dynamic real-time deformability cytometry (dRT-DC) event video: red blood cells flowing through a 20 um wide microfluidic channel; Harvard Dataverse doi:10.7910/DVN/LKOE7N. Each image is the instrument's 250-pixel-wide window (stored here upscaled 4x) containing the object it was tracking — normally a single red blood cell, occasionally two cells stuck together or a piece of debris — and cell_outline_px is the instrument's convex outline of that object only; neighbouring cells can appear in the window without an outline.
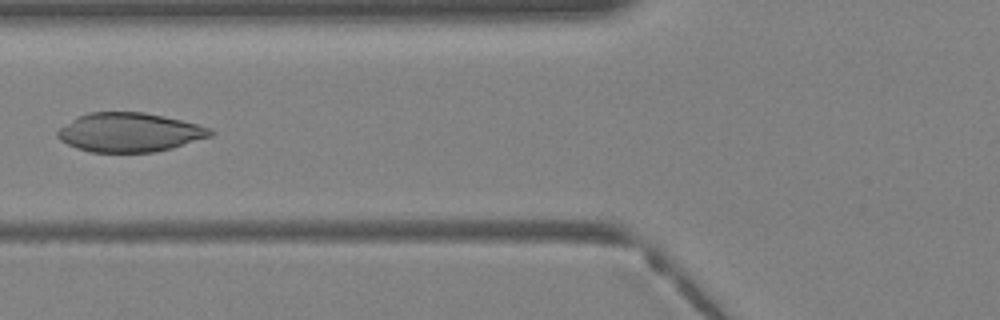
{"species": "Egyptian fruit bat (a non-hibernating species)", "species_latin": "Rousettus aegyptiacus", "temperature_condition": "warm", "stored_images_in_passage": 40, "camera_frame_rate_fps": 3000, "um_per_image_px": 0.085, "animal": {"sex": "female"}, "frame": {"image": 1, "passage_image": 16, "time_ms": 5.0, "image_size_px": [1000, 320], "cell_outline_px": [[216, 132], [212, 136], [172, 148], [156, 152], [92, 152], [76, 148], [60, 140], [56, 136], [56, 132], [60, 128], [80, 116], [88, 112], [144, 112], [164, 116], [212, 128]], "centroid_in_image_um": [11.04, 11.25], "position_along_channel_um": 114.8, "area_um2": 34.68}}
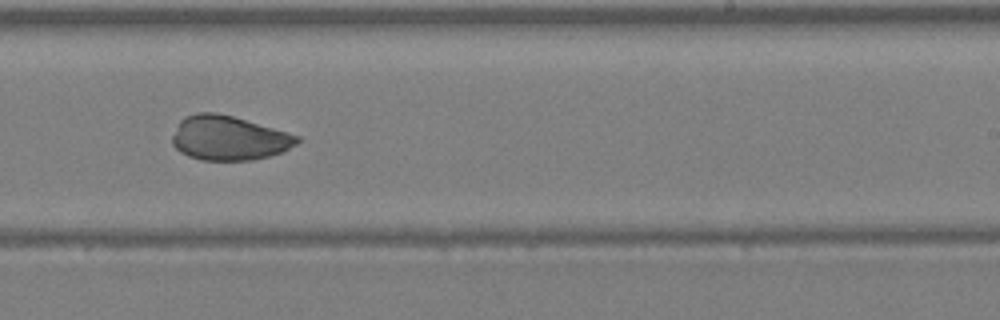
{"frame": {"image": 2, "passage_image": 25, "time_ms": 8.0, "image_size_px": [1000, 320], "cell_outline_px": [[300, 140], [296, 144], [280, 152], [268, 156], [252, 160], [200, 160], [188, 156], [180, 152], [172, 144], [172, 136], [180, 120], [184, 116], [196, 112], [216, 112], [232, 116], [300, 136]], "centroid_in_image_um": [19.4, 11.73], "position_along_channel_um": 269.6, "area_um2": 32.14}}
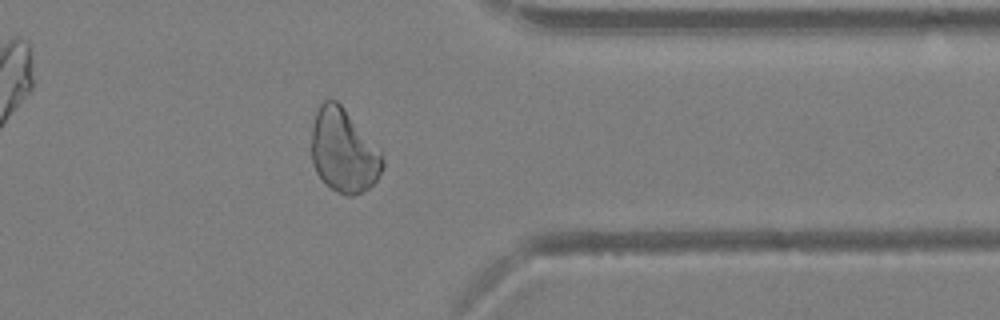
{"frame": {"image": 3, "passage_image": 32, "time_ms": 10.333, "image_size_px": [1000, 320], "cell_outline_px": [[384, 164], [376, 180], [364, 192], [352, 196], [344, 196], [324, 184], [316, 172], [312, 164], [312, 128], [316, 112], [320, 104], [324, 100], [336, 100], [344, 108], [380, 152], [384, 160]], "centroid_in_image_um": [29.17, 12.86], "position_along_channel_um": 382.2, "area_um2": 34.28}}